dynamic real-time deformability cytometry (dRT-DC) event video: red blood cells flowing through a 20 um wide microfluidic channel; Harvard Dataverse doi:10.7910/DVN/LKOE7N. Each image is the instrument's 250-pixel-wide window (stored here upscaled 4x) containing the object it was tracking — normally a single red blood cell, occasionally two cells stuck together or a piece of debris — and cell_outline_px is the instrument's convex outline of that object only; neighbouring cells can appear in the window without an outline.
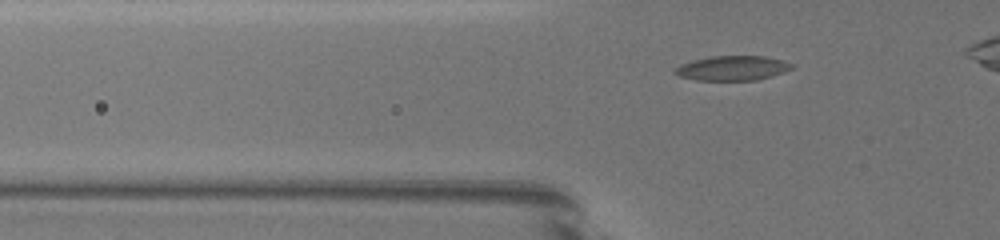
{"species": "common noctule bat (a hibernating species)", "species_latin": "Nyctalus noctula", "temperature_condition": "warm", "stored_images_in_passage": 3, "camera_frame_rate_fps": 3000, "um_per_image_px": 0.085, "animal": {"sex": "female", "body_mass_g": 19.5, "forearm_length_mm": 54.1}, "frame": {"image": 1, "passage_image": 3, "time_ms": 0.667, "image_size_px": [1000, 240], "cell_outline_px": [[792, 68], [784, 72], [772, 76], [756, 80], [696, 80], [680, 76], [676, 72], [676, 68], [684, 64], [696, 60], [712, 56], [764, 56], [780, 60], [792, 64]], "centroid_in_image_um": [62.31, 5.8], "position_along_channel_um": 63.5, "area_um2": 16.3}}